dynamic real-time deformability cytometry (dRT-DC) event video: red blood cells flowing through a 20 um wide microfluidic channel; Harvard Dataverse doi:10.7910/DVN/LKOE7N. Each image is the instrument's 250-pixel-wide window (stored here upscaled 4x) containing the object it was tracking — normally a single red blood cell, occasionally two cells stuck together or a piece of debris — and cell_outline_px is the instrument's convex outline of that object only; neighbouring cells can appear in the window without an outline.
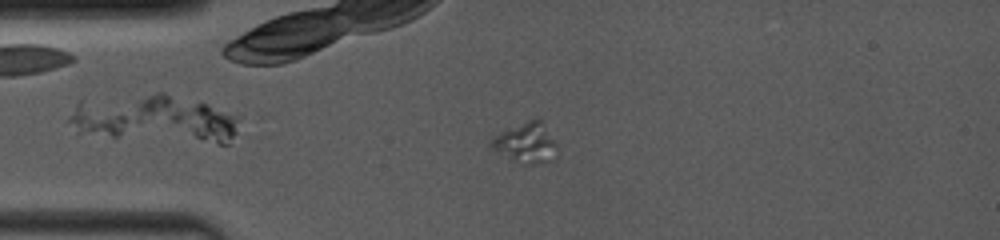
{"species": "common noctule bat (a hibernating species)", "species_latin": "Nyctalus noctula", "temperature_condition": "room temperature", "stored_images_in_passage": 33, "camera_frame_rate_fps": 4000, "um_per_image_px": 0.085, "animal": {"sex": "female", "body_mass_g": 19.0, "forearm_length_mm": 53.3}, "frame": {"image": 1, "passage_image": 6, "time_ms": 2.5, "image_size_px": [1000, 240], "cell_outline_px": [[556, 156], [552, 160], [536, 164], [520, 164], [512, 160], [492, 148], [488, 144], [488, 140], [536, 116], [540, 120], [556, 144]], "centroid_in_image_um": [44.71, 12.18], "position_along_channel_um": 40.3, "area_um2": 15.03}}
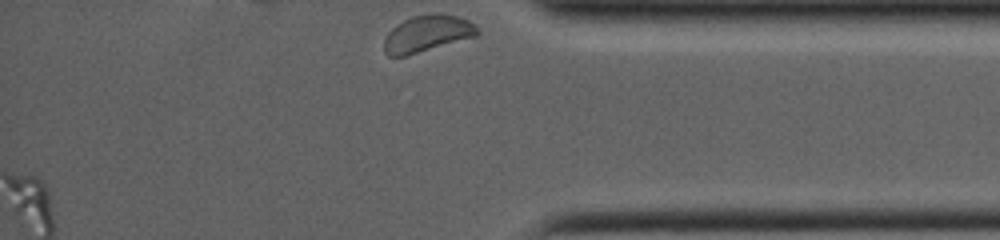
{"frame": {"image": 2, "passage_image": 33, "time_ms": 15.25, "image_size_px": [1000, 240], "cell_outline_px": [[480, 32], [476, 36], [404, 56], [388, 56], [384, 52], [384, 40], [388, 32], [396, 24], [412, 16], [432, 12], [440, 12], [456, 16], [468, 20], [476, 24]], "centroid_in_image_um": [36.32, 2.83], "position_along_channel_um": 398.9, "area_um2": 20.0}}